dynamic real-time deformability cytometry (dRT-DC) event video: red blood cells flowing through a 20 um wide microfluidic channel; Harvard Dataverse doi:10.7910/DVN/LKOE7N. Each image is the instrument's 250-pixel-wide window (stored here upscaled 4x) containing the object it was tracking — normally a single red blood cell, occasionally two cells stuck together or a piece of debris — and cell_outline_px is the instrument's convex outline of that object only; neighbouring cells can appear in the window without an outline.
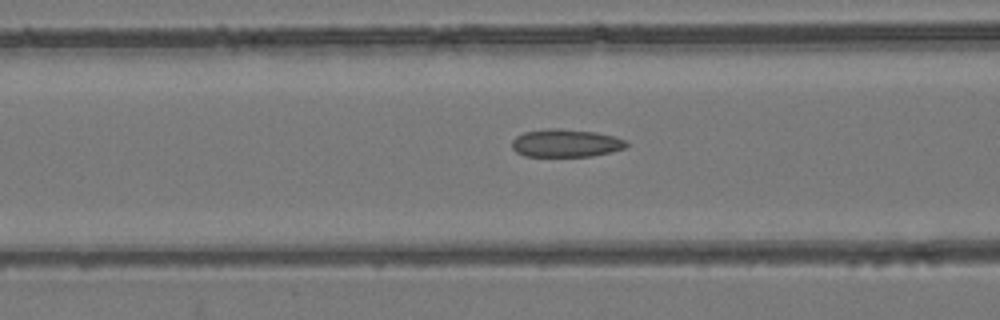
{"species": "common noctule bat (a hibernating species)", "species_latin": "Nyctalus noctula", "temperature_condition": "room temperature", "stored_images_in_passage": 41, "camera_frame_rate_fps": 3000, "um_per_image_px": 0.085, "animal": {"sex": "female", "body_mass_g": 24.6, "forearm_length_mm": 56.2}, "frame": {"image": 1, "passage_image": 16, "time_ms": 5.0, "image_size_px": [1000, 320], "cell_outline_px": [[628, 144], [624, 148], [612, 152], [592, 156], [524, 156], [516, 152], [512, 148], [512, 140], [516, 136], [524, 132], [548, 128], [556, 128], [596, 132], [612, 136], [624, 140]], "centroid_in_image_um": [48.06, 12.17], "position_along_channel_um": 118.5, "area_um2": 18.55}}
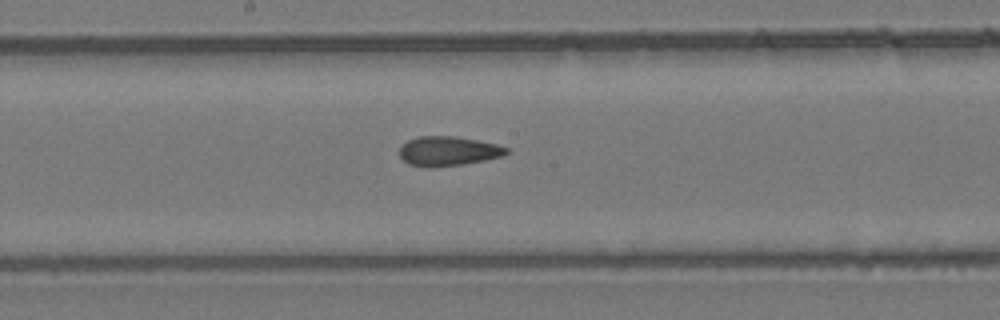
{"frame": {"image": 2, "passage_image": 23, "time_ms": 7.333, "image_size_px": [1000, 320], "cell_outline_px": [[512, 152], [504, 156], [464, 164], [408, 164], [400, 156], [400, 148], [408, 140], [420, 136], [456, 136], [496, 144], [508, 148]], "centroid_in_image_um": [38.19, 12.8], "position_along_channel_um": 210.0, "area_um2": 17.63}}
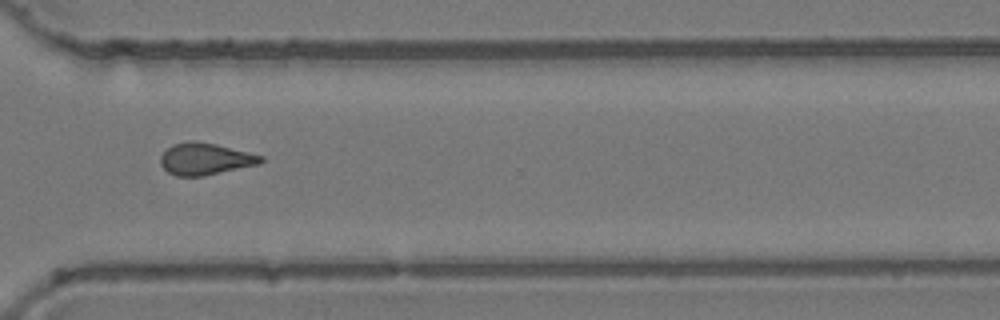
{"frame": {"image": 3, "passage_image": 34, "time_ms": 11.0, "image_size_px": [1000, 320], "cell_outline_px": [[264, 160], [260, 164], [204, 176], [176, 176], [168, 172], [160, 164], [160, 156], [172, 144], [188, 140], [196, 140], [216, 144], [264, 156]], "centroid_in_image_um": [17.44, 13.5], "position_along_channel_um": 353.2, "area_um2": 18.79}}